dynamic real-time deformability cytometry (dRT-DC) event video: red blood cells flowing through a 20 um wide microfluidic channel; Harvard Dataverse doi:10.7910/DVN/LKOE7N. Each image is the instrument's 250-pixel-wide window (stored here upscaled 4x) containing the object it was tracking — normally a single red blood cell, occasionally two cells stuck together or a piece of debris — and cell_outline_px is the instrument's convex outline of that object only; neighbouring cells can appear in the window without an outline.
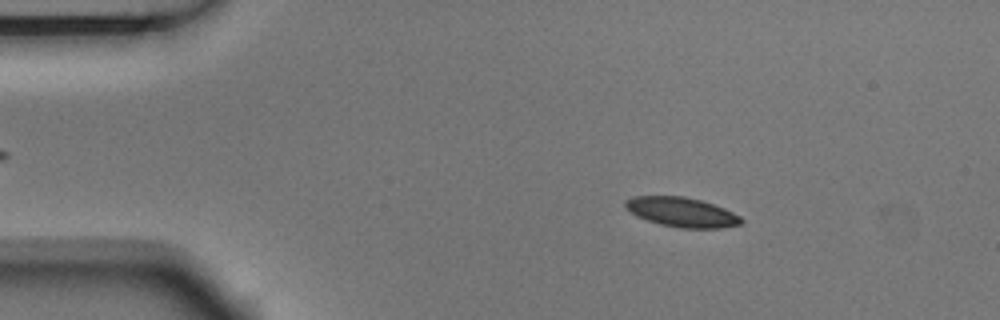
{"species": "Egyptian fruit bat (a non-hibernating species)", "species_latin": "Rousettus aegyptiacus", "temperature_condition": "room temperature", "stored_images_in_passage": 4, "camera_frame_rate_fps": 3000, "um_per_image_px": 0.085, "animal": {"sex": "male"}, "frame": {"image": 1, "passage_image": 2, "time_ms": 0.333, "image_size_px": [1000, 320], "cell_outline_px": [[744, 220], [740, 224], [720, 228], [680, 228], [660, 224], [636, 216], [624, 208], [624, 200], [632, 196], [684, 196], [700, 200], [724, 208], [740, 216]], "centroid_in_image_um": [57.9, 18.02], "position_along_channel_um": 27.1, "area_um2": 20.0}}